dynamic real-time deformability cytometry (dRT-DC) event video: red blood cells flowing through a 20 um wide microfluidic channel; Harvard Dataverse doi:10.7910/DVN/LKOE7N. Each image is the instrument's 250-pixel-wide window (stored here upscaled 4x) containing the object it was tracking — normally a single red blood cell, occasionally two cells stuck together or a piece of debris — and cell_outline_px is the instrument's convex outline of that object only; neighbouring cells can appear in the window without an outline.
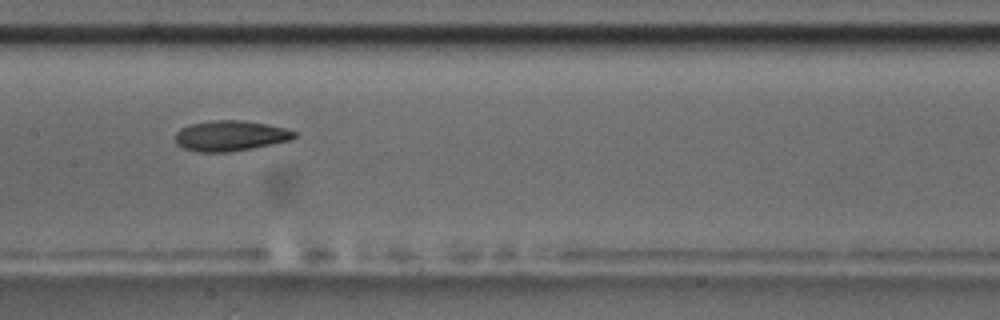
{"species": "common noctule bat (a hibernating species)", "species_latin": "Nyctalus noctula", "temperature_condition": "room temperature", "stored_images_in_passage": 9, "camera_frame_rate_fps": 3000, "um_per_image_px": 0.085, "animal": {"sex": "male", "body_mass_g": 17.5, "forearm_length_mm": 52.3}, "frame": {"image": 1, "passage_image": 8, "time_ms": 8.0, "image_size_px": [1000, 320], "cell_outline_px": [[296, 136], [292, 140], [252, 148], [228, 152], [200, 152], [184, 148], [176, 144], [176, 132], [180, 128], [192, 124], [212, 120], [240, 120], [268, 124], [284, 128], [296, 132]], "centroid_in_image_um": [19.58, 11.54], "position_along_channel_um": 187.8, "area_um2": 21.04}}